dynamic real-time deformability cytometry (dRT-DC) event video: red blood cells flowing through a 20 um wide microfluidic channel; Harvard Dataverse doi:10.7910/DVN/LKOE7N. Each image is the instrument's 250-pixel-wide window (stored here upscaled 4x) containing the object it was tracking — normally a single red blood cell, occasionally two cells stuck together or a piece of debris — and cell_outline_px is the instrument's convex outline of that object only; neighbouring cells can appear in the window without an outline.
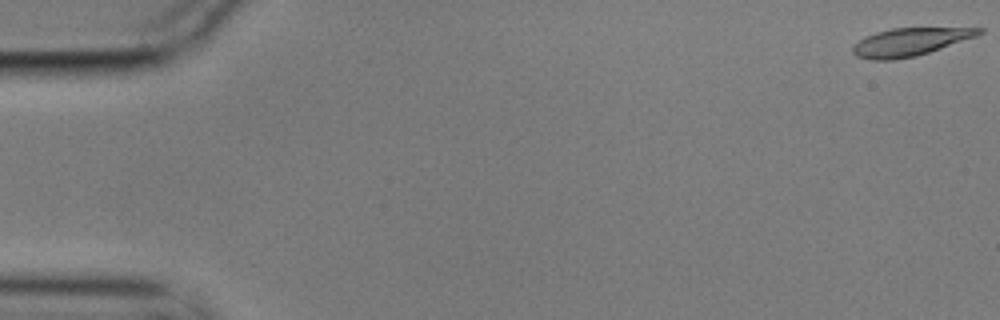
{"species": "common noctule bat (a hibernating species)", "species_latin": "Nyctalus noctula", "temperature_condition": "cold", "stored_images_in_passage": 4, "camera_frame_rate_fps": 3000, "um_per_image_px": 0.085, "animal": {"sex": "male", "body_mass_g": 17.9}, "frame": {"image": 1, "passage_image": 1, "time_ms": 0.0, "image_size_px": [1000, 320], "cell_outline_px": [[984, 32], [976, 36], [916, 56], [892, 60], [872, 60], [856, 56], [852, 52], [852, 48], [860, 40], [876, 32], [892, 28], [984, 28]], "centroid_in_image_um": [77.33, 3.57], "position_along_channel_um": 7.7, "area_um2": 20.11}}